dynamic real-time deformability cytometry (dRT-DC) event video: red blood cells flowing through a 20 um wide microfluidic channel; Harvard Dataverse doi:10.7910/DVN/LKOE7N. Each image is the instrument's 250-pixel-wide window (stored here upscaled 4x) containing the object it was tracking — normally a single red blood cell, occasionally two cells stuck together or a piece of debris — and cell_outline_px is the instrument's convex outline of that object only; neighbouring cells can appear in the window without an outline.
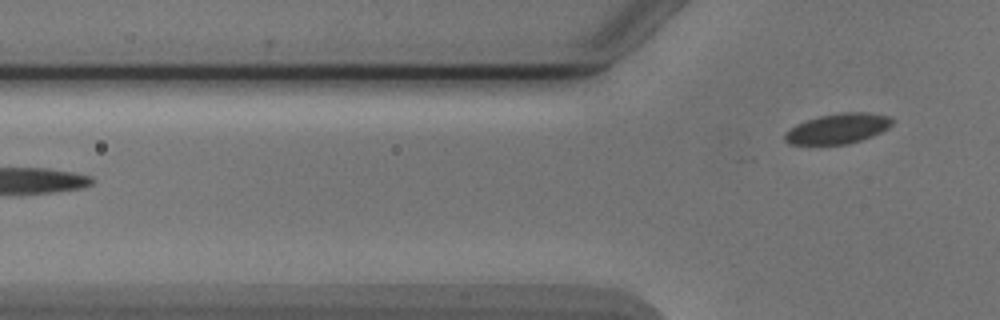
{"species": "Egyptian fruit bat (a non-hibernating species)", "species_latin": "Rousettus aegyptiacus", "temperature_condition": "cold", "stored_images_in_passage": 3, "camera_frame_rate_fps": 3000, "um_per_image_px": 0.085, "animal": {"sex": "male"}, "frame": {"image": 1, "passage_image": 3, "time_ms": 2.333, "image_size_px": [1000, 320], "cell_outline_px": [[896, 120], [888, 128], [872, 136], [848, 144], [788, 144], [784, 140], [784, 132], [796, 124], [820, 116], [840, 112], [868, 112], [888, 116]], "centroid_in_image_um": [71.22, 10.92], "position_along_channel_um": 54.6, "area_um2": 18.9}}